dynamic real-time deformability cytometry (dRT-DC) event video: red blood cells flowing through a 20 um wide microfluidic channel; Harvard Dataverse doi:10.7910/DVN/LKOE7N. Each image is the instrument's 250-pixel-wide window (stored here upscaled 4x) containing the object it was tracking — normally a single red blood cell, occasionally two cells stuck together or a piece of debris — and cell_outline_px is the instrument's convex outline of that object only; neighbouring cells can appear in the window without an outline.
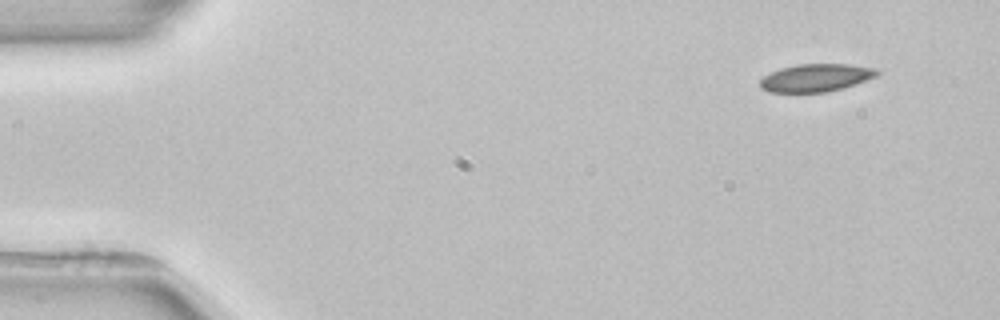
{"species": "common noctule bat (a hibernating species)", "species_latin": "Nyctalus noctula", "temperature_condition": "room temperature", "stored_images_in_passage": 4, "camera_frame_rate_fps": 3000, "um_per_image_px": 0.085, "animal": {"sex": "female", "body_mass_g": 22.7, "forearm_length_mm": 54.2}, "frame": {"image": 1, "passage_image": 1, "time_ms": 0.0, "image_size_px": [1000, 320], "cell_outline_px": [[880, 72], [876, 76], [856, 84], [844, 88], [828, 92], [768, 92], [760, 88], [760, 80], [764, 76], [780, 68], [796, 64], [848, 64], [876, 68]], "centroid_in_image_um": [69.35, 6.61], "position_along_channel_um": 15.6, "area_um2": 19.02}}
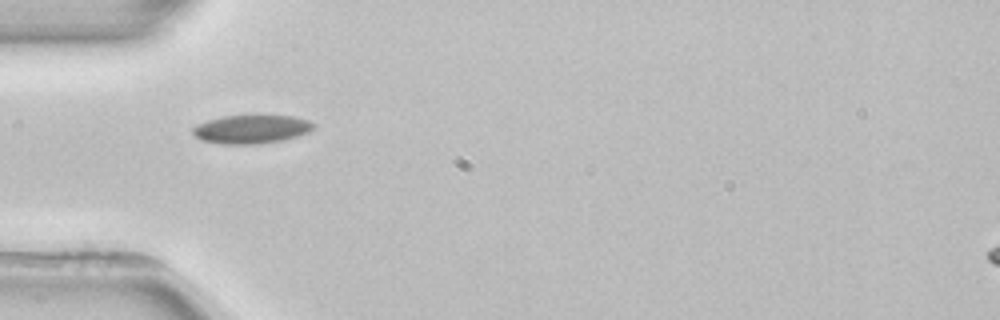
{"frame": {"image": 2, "passage_image": 3, "time_ms": 4.0, "image_size_px": [1000, 320], "cell_outline_px": [[316, 124], [308, 132], [296, 136], [280, 140], [260, 144], [224, 144], [200, 140], [192, 132], [192, 128], [196, 124], [208, 120], [224, 116], [292, 116], [308, 120]], "centroid_in_image_um": [21.33, 10.98], "position_along_channel_um": 63.7, "area_um2": 19.88}}